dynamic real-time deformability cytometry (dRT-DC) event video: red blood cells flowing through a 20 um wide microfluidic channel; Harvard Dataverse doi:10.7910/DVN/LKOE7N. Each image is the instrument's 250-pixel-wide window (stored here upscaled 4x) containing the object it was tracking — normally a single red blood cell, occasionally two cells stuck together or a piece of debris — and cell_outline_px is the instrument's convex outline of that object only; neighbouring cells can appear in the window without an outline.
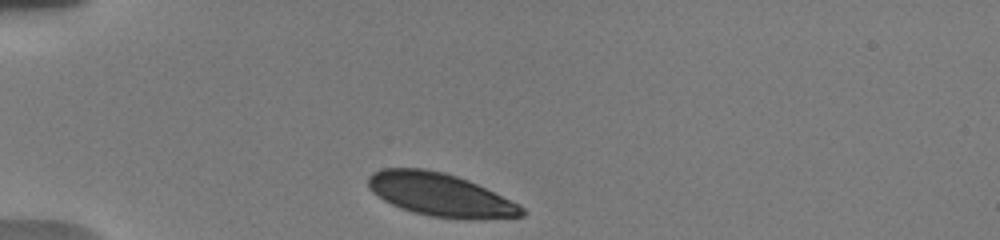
{"species": "human", "species_latin": "Homo sapiens", "temperature_condition": "warm", "stored_images_in_passage": 36, "camera_frame_rate_fps": 3000, "um_per_image_px": 0.085, "donor": {"sex": "male"}, "frame": {"image": 1, "passage_image": 1, "time_ms": 0.0, "image_size_px": [1000, 240], "cell_outline_px": [[528, 212], [524, 216], [484, 220], [432, 216], [412, 212], [392, 204], [384, 200], [372, 192], [368, 188], [368, 176], [372, 172], [380, 168], [424, 168], [444, 172], [468, 180], [520, 204]], "centroid_in_image_um": [37.45, 16.55], "position_along_channel_um": 47.6, "area_um2": 38.73}}
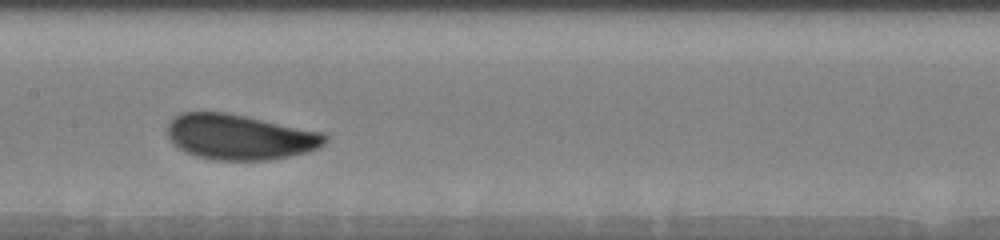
{"frame": {"image": 2, "passage_image": 13, "time_ms": 4.667, "image_size_px": [1000, 240], "cell_outline_px": [[328, 140], [320, 148], [308, 152], [268, 160], [216, 160], [196, 156], [172, 144], [168, 136], [168, 124], [172, 116], [180, 112], [224, 112], [324, 132], [328, 136]], "centroid_in_image_um": [20.39, 11.64], "position_along_channel_um": 187.0, "area_um2": 41.73}}
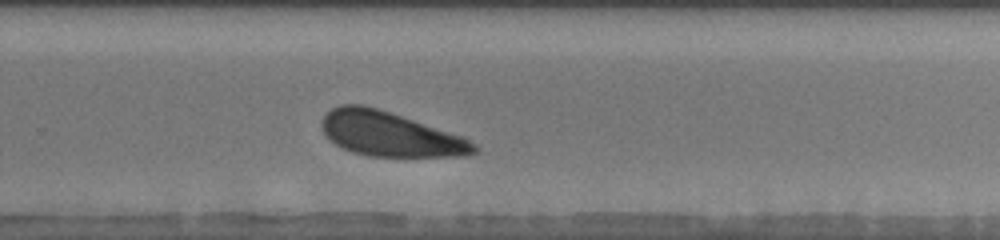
{"frame": {"image": 3, "passage_image": 21, "time_ms": 7.667, "image_size_px": [1000, 240], "cell_outline_px": [[480, 148], [476, 152], [464, 156], [368, 156], [352, 152], [340, 148], [328, 140], [320, 124], [324, 116], [332, 108], [340, 104], [364, 104], [464, 136], [476, 144]], "centroid_in_image_um": [33.14, 11.4], "position_along_channel_um": 296.7, "area_um2": 39.65}, "authors_computed_cell_mechanics": {"area_um2": 41.3848, "velocity_mm_per_s": 3.6651, "shape_relaxation_time_tau1_ms": 1.8757, "shape_relaxation_time_tau2_ms": null, "deformation_change_tau1": 0.0907, "deformation_change_tau2": null}}